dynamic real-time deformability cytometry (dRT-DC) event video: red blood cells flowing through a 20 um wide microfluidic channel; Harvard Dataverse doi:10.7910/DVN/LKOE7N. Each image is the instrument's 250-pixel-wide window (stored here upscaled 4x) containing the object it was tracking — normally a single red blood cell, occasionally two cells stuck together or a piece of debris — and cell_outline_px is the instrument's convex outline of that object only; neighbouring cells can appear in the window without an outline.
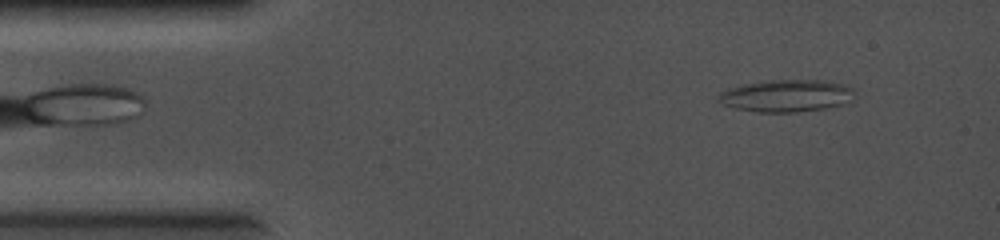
{"species": "common noctule bat (a hibernating species)", "species_latin": "Nyctalus noctula", "temperature_condition": "cold", "stored_images_in_passage": 41, "camera_frame_rate_fps": 5000, "um_per_image_px": 0.085, "animal": {"sex": "female", "body_mass_g": 19.0, "forearm_length_mm": 56.7}, "frame": {"image": 1, "passage_image": 1, "time_ms": 0.0, "image_size_px": [1000, 240], "cell_outline_px": [[852, 100], [840, 104], [824, 108], [796, 112], [756, 112], [736, 108], [724, 104], [716, 100], [720, 92], [728, 88], [744, 84], [768, 80], [820, 80], [844, 84], [852, 88]], "centroid_in_image_um": [66.8, 8.13], "position_along_channel_um": 18.2, "area_um2": 25.32}}
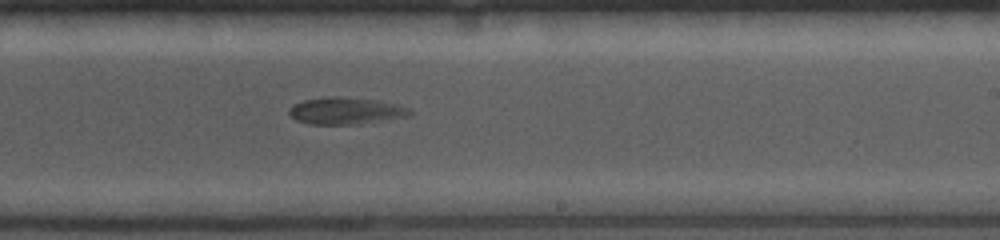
{"frame": {"image": 2, "passage_image": 25, "time_ms": 4.8, "image_size_px": [1000, 240], "cell_outline_px": [[412, 112], [408, 116], [352, 124], [308, 124], [296, 120], [288, 112], [292, 104], [304, 100], [328, 96], [340, 96], [376, 100], [396, 104], [408, 108]], "centroid_in_image_um": [29.33, 9.4], "position_along_channel_um": 259.7, "area_um2": 18.67}}
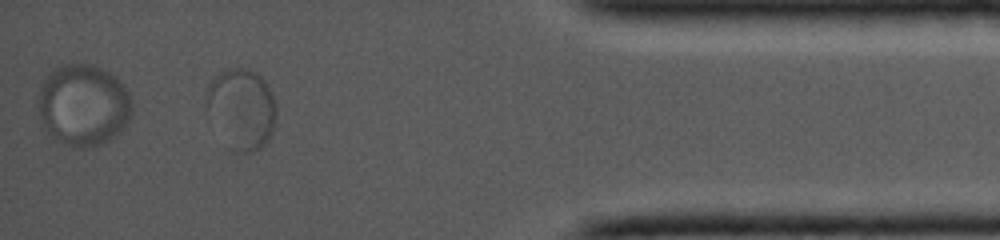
{"frame": {"image": 3, "passage_image": 37, "time_ms": 7.2, "image_size_px": [1000, 240], "cell_outline_px": [[276, 116], [272, 132], [268, 140], [260, 148], [252, 152], [236, 152], [232, 148], [208, 104], [204, 96], [208, 84], [220, 72], [228, 68], [244, 68], [256, 72], [264, 80], [276, 104]], "centroid_in_image_um": [20.6, 9.18], "position_along_channel_um": 414.6, "area_um2": 31.44}}